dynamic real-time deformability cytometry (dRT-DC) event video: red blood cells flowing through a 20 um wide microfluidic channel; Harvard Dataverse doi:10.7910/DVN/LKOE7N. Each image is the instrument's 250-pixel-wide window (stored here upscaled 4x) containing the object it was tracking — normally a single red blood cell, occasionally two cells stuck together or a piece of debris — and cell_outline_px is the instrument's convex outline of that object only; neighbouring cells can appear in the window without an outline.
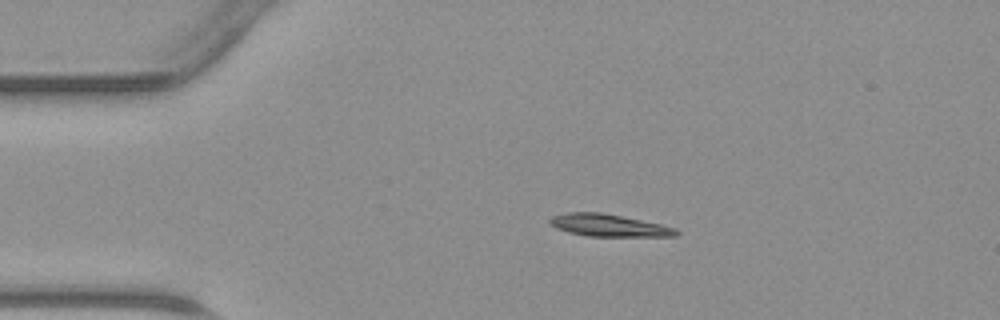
{"species": "common noctule bat (a hibernating species)", "species_latin": "Nyctalus noctula", "temperature_condition": "warm", "stored_images_in_passage": 37, "camera_frame_rate_fps": 3000, "um_per_image_px": 0.085, "animal": {"sex": "male", "body_mass_g": 23.1, "forearm_length_mm": 52.7}, "frame": {"image": 1, "passage_image": 1, "time_ms": 0.0, "image_size_px": [1000, 320], "cell_outline_px": [[680, 232], [676, 236], [588, 236], [568, 232], [556, 228], [548, 224], [548, 220], [552, 216], [568, 212], [600, 212], [660, 224], [676, 228]], "centroid_in_image_um": [51.7, 19.15], "position_along_channel_um": 33.3, "area_um2": 16.3}}
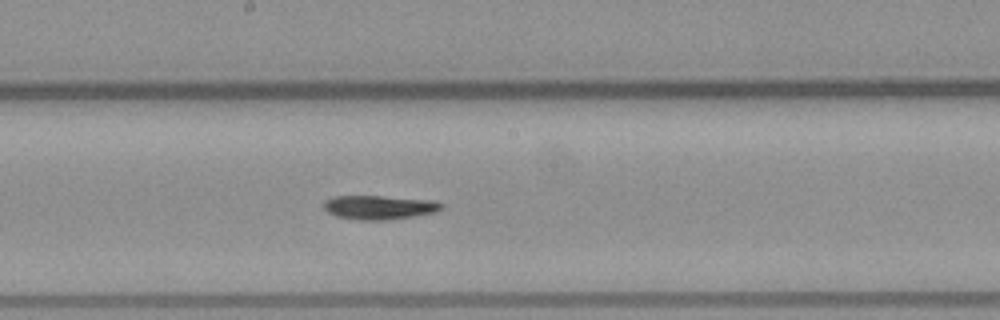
{"frame": {"image": 2, "passage_image": 16, "time_ms": 5.0, "image_size_px": [1000, 320], "cell_outline_px": [[444, 208], [436, 212], [412, 216], [384, 220], [360, 220], [336, 216], [328, 212], [324, 208], [324, 200], [336, 196], [380, 196], [432, 200], [444, 204]], "centroid_in_image_um": [32.25, 17.62], "position_along_channel_um": 216.0, "area_um2": 16.36}}
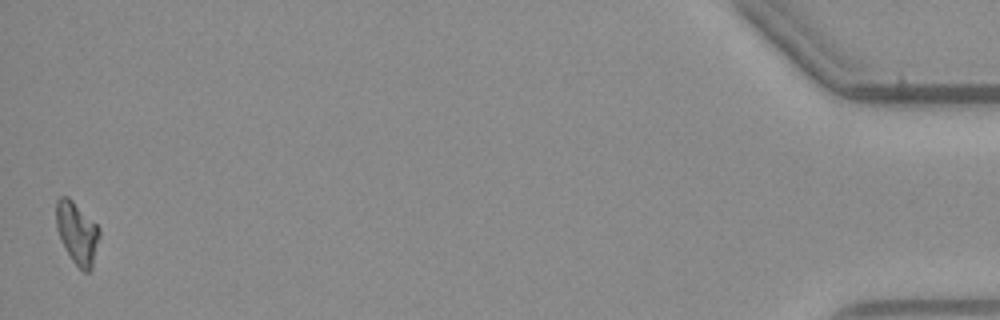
{"frame": {"image": 3, "passage_image": 37, "time_ms": 12.0, "image_size_px": [1000, 320], "cell_outline_px": [[100, 236], [92, 268], [88, 272], [84, 272], [72, 260], [56, 228], [56, 200], [60, 196], [68, 196], [100, 228]], "centroid_in_image_um": [6.56, 19.78], "position_along_channel_um": 428.6, "area_um2": 15.43}}